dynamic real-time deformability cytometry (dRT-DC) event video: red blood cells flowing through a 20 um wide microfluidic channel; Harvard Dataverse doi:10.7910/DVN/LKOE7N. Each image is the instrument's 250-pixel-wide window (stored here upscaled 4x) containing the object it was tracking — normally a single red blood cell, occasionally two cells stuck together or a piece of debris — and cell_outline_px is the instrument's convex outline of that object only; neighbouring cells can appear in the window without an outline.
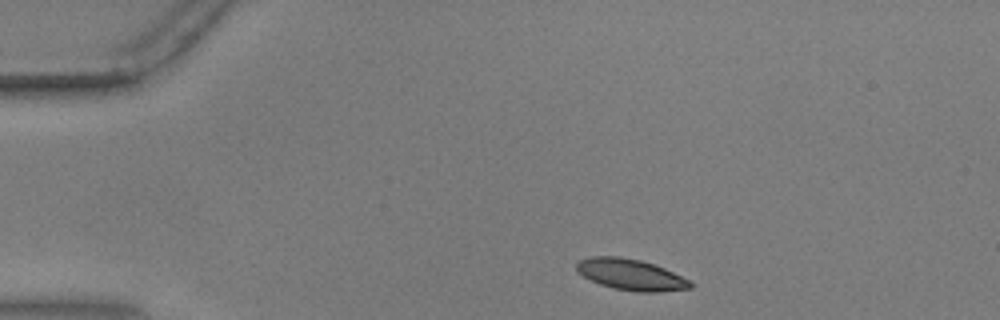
{"species": "common noctule bat (a hibernating species)", "species_latin": "Nyctalus noctula", "temperature_condition": "warm", "stored_images_in_passage": 48, "camera_frame_rate_fps": 3000, "um_per_image_px": 0.085, "animal": {"sex": "male", "body_mass_g": 17.9, "forearm_length_mm": 54.2}, "frame": {"image": 1, "passage_image": 3, "time_ms": 0.667, "image_size_px": [1000, 320], "cell_outline_px": [[692, 288], [660, 292], [636, 292], [612, 288], [600, 284], [576, 272], [576, 264], [580, 260], [592, 256], [620, 256], [640, 260], [664, 268], [688, 280], [692, 284]], "centroid_in_image_um": [53.59, 23.34], "position_along_channel_um": 31.4, "area_um2": 20.52}}
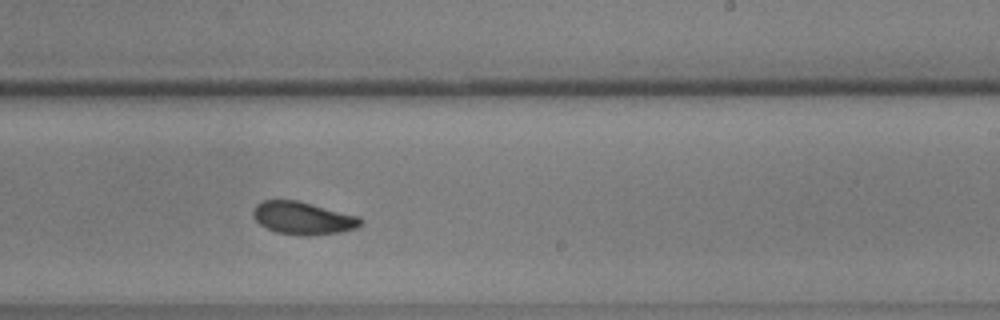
{"frame": {"image": 2, "passage_image": 27, "time_ms": 8.667, "image_size_px": [1000, 320], "cell_outline_px": [[364, 224], [356, 228], [340, 232], [308, 236], [300, 236], [276, 232], [260, 224], [252, 216], [252, 212], [256, 204], [264, 200], [296, 200], [360, 216], [364, 220]], "centroid_in_image_um": [25.78, 18.54], "position_along_channel_um": 263.2, "area_um2": 20.63}}
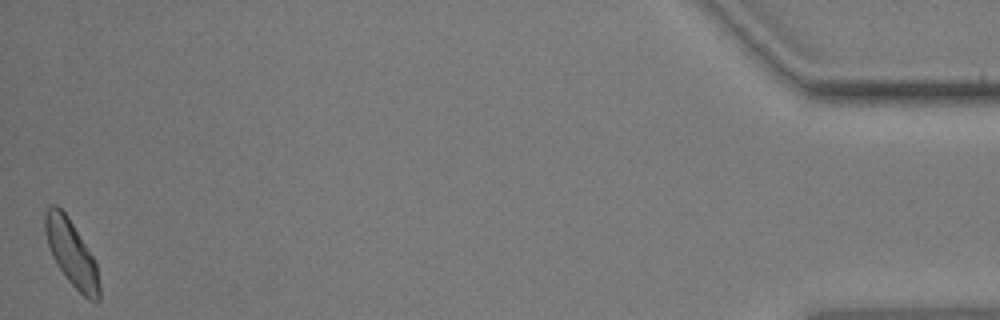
{"frame": {"image": 3, "passage_image": 48, "time_ms": 15.667, "image_size_px": [1000, 320], "cell_outline_px": [[100, 300], [88, 300], [68, 280], [56, 264], [52, 256], [44, 232], [44, 212], [52, 204], [56, 204], [68, 216], [96, 260], [100, 288]], "centroid_in_image_um": [6.07, 21.5], "position_along_channel_um": 429.1, "area_um2": 20.92}, "authors_computed_cell_mechanics": {"area_um2": 20.5479, "velocity_mm_per_s": 3.6129, "shape_relaxation_time_tau1_ms": 5.2734, "shape_relaxation_time_tau2_ms": 2.4916, "deformation_change_tau1": 0.1405, "deformation_change_tau2": 0.0708}}